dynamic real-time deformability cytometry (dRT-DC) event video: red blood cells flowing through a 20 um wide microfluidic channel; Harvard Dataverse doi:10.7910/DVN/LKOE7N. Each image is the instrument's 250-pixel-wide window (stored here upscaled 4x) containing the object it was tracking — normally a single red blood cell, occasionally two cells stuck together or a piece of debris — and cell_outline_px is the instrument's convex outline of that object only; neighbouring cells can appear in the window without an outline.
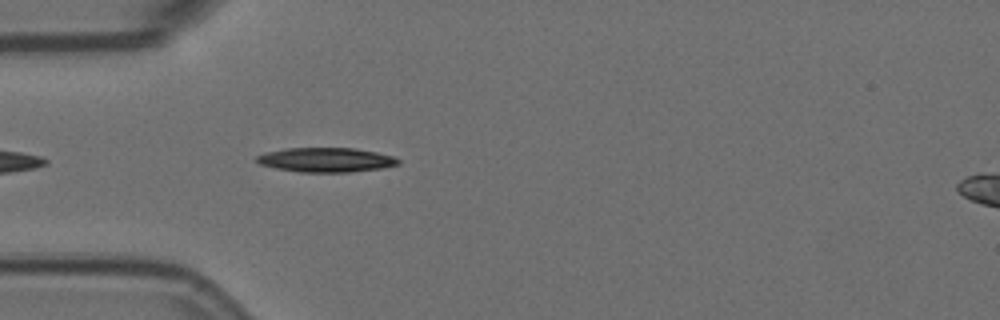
{"species": "Egyptian fruit bat (a non-hibernating species)", "species_latin": "Rousettus aegyptiacus", "temperature_condition": "room temperature", "stored_images_in_passage": 6, "segment_of_instrument_passage": [1, 2], "camera_frame_rate_fps": 3000, "um_per_image_px": 0.085, "animal": {"sex": "female"}, "frame": {"image": 1, "passage_image": 5, "time_ms": 1.333, "image_size_px": [1000, 320], "cell_outline_px": [[400, 164], [380, 168], [348, 172], [300, 172], [276, 168], [260, 164], [256, 160], [256, 156], [264, 152], [288, 148], [356, 148], [376, 152], [392, 156], [400, 160]], "centroid_in_image_um": [27.69, 13.58], "position_along_channel_um": 57.3, "area_um2": 20.06}}